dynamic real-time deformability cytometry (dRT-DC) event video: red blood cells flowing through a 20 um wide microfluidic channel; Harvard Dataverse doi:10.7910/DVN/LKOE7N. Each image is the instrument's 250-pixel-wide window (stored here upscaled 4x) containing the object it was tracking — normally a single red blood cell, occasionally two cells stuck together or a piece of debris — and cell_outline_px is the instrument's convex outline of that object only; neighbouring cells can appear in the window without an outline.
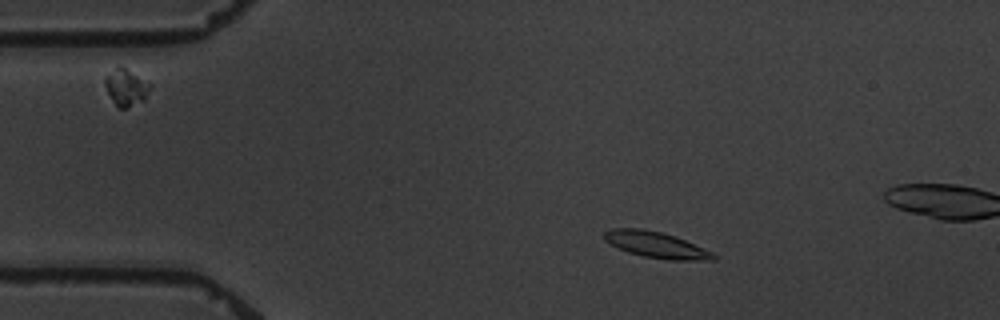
{"species": "common noctule bat (a hibernating species)", "species_latin": "Nyctalus noctula", "temperature_condition": "warm", "stored_images_in_passage": 4, "camera_frame_rate_fps": 3000, "um_per_image_px": 0.085, "animal": {"sex": "male", "body_mass_g": 19.5, "forearm_length_mm": 54.6}, "frame": {"image": 1, "passage_image": 2, "time_ms": 1.0, "image_size_px": [1000, 320], "cell_outline_px": [[720, 256], [716, 260], [668, 260], [644, 256], [628, 252], [616, 248], [604, 240], [604, 232], [612, 228], [640, 228], [660, 232], [676, 236], [704, 248]], "centroid_in_image_um": [55.79, 20.81], "position_along_channel_um": 29.2, "area_um2": 16.76}}